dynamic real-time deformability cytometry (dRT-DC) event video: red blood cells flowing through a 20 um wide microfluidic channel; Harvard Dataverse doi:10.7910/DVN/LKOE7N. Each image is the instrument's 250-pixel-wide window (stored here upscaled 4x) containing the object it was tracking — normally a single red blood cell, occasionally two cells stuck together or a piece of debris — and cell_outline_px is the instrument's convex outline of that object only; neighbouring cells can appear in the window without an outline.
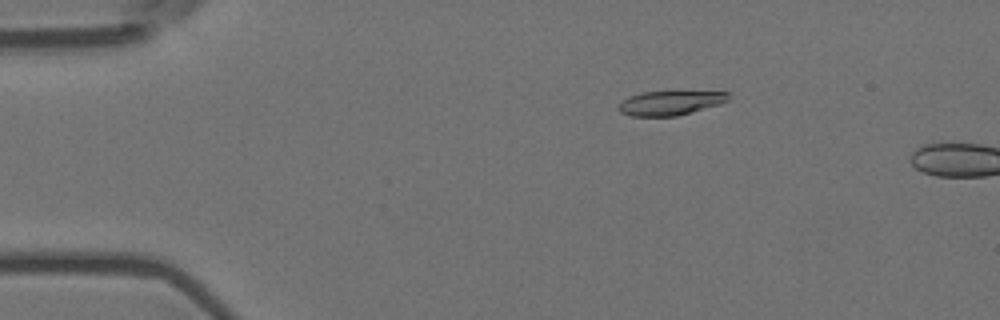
{"species": "Egyptian fruit bat (a non-hibernating species)", "species_latin": "Rousettus aegyptiacus", "temperature_condition": "room temperature", "stored_images_in_passage": 4, "camera_frame_rate_fps": 3000, "um_per_image_px": 0.085, "animal": {"sex": "female"}, "frame": {"image": 1, "passage_image": 3, "time_ms": 0.667, "image_size_px": [1000, 320], "cell_outline_px": [[728, 100], [720, 104], [676, 116], [632, 116], [620, 112], [616, 108], [628, 96], [640, 92], [676, 88], [728, 92]], "centroid_in_image_um": [56.99, 8.67], "position_along_channel_um": 28.0, "area_um2": 16.59}}